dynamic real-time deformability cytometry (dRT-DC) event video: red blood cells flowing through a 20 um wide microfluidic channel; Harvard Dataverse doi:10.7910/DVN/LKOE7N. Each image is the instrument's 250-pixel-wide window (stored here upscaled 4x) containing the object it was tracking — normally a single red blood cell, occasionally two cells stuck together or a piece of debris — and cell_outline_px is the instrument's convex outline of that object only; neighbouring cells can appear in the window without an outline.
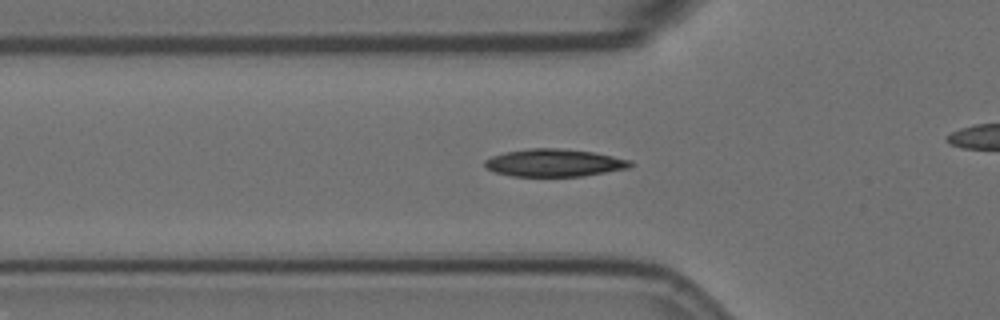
{"species": "Egyptian fruit bat (a non-hibernating species)", "species_latin": "Rousettus aegyptiacus", "temperature_condition": "room temperature", "stored_images_in_passage": 40, "camera_frame_rate_fps": 3000, "um_per_image_px": 0.085, "animal": {"sex": "female"}, "frame": {"image": 1, "passage_image": 12, "time_ms": 3.667, "image_size_px": [1000, 320], "cell_outline_px": [[632, 164], [628, 168], [584, 176], [512, 176], [492, 172], [484, 168], [484, 160], [492, 156], [504, 152], [528, 148], [556, 148], [592, 152], [632, 160]], "centroid_in_image_um": [47.05, 13.84], "position_along_channel_um": 78.8, "area_um2": 23.47}}
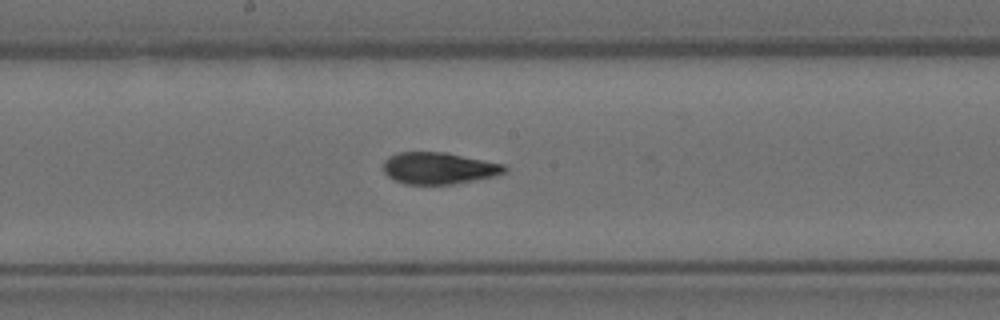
{"frame": {"image": 2, "passage_image": 23, "time_ms": 7.333, "image_size_px": [1000, 320], "cell_outline_px": [[508, 172], [492, 176], [452, 184], [404, 184], [388, 176], [384, 172], [384, 160], [388, 156], [400, 152], [444, 152], [504, 164], [508, 168]], "centroid_in_image_um": [37.29, 14.29], "position_along_channel_um": 210.9, "area_um2": 22.25}}
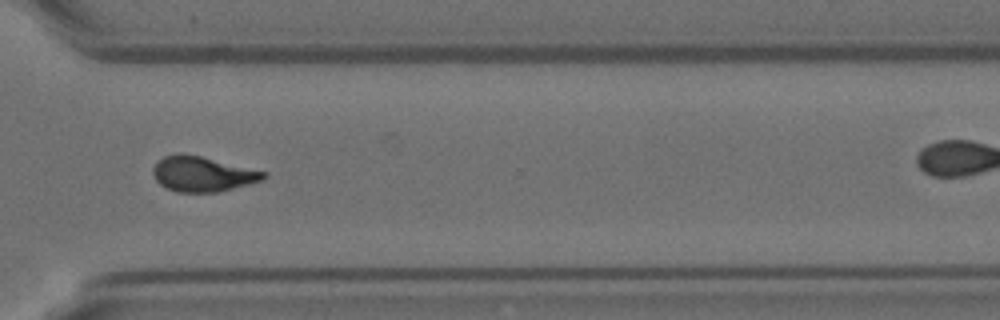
{"frame": {"image": 3, "passage_image": 35, "time_ms": 11.333, "image_size_px": [1000, 320], "cell_outline_px": [[268, 176], [264, 180], [216, 192], [176, 192], [160, 184], [156, 180], [152, 172], [152, 168], [164, 156], [200, 156], [268, 172]], "centroid_in_image_um": [17.27, 14.82], "position_along_channel_um": 353.3, "area_um2": 22.02}}